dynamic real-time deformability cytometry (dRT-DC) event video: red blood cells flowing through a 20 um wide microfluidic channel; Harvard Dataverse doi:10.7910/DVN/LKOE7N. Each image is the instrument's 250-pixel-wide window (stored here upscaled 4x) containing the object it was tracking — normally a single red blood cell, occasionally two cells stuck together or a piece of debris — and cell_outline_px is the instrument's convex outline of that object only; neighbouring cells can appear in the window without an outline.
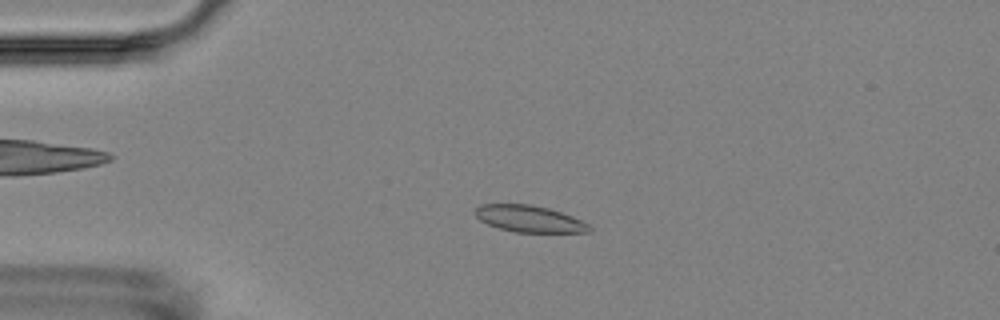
{"species": "Egyptian fruit bat (a non-hibernating species)", "species_latin": "Rousettus aegyptiacus", "temperature_condition": "room temperature", "stored_images_in_passage": 5, "camera_frame_rate_fps": 3000, "um_per_image_px": 0.085, "animal": {"sex": "female"}, "frame": {"image": 1, "passage_image": 3, "time_ms": 2.333, "image_size_px": [1000, 320], "cell_outline_px": [[592, 232], [516, 232], [500, 228], [488, 224], [480, 220], [476, 216], [476, 208], [480, 204], [532, 204], [548, 208], [572, 216], [588, 224], [592, 228]], "centroid_in_image_um": [45.0, 18.59], "position_along_channel_um": 40.0, "area_um2": 17.57}}